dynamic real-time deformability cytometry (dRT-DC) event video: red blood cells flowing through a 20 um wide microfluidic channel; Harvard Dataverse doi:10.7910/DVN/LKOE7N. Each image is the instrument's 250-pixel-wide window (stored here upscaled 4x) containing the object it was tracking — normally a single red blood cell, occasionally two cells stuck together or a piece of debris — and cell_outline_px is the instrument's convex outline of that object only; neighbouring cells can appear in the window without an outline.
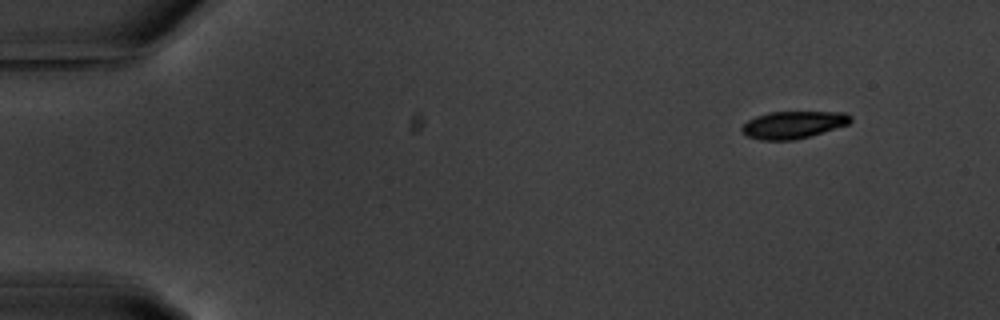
{"species": "common noctule bat (a hibernating species)", "species_latin": "Nyctalus noctula", "temperature_condition": "warm", "stored_images_in_passage": 5, "camera_frame_rate_fps": 3000, "um_per_image_px": 0.085, "animal": {"sex": "male", "body_mass_g": 20.1, "forearm_length_mm": 53.5}, "frame": {"image": 1, "passage_image": 1, "time_ms": 0.0, "image_size_px": [1000, 320], "cell_outline_px": [[852, 120], [848, 124], [796, 140], [760, 140], [748, 136], [740, 128], [748, 120], [756, 116], [768, 112], [848, 112], [852, 116]], "centroid_in_image_um": [67.44, 10.6], "position_along_channel_um": 17.6, "area_um2": 17.22}}
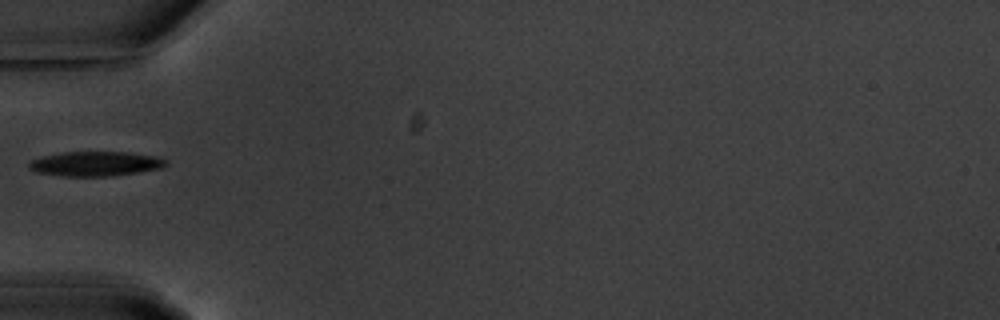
{"frame": {"image": 2, "passage_image": 5, "time_ms": 4.667, "image_size_px": [1000, 320], "cell_outline_px": [[168, 164], [160, 168], [112, 176], [64, 176], [36, 172], [28, 168], [28, 164], [32, 160], [44, 156], [64, 152], [128, 152], [156, 156], [168, 160]], "centroid_in_image_um": [8.13, 13.92], "position_along_channel_um": 76.9, "area_um2": 19.54}}